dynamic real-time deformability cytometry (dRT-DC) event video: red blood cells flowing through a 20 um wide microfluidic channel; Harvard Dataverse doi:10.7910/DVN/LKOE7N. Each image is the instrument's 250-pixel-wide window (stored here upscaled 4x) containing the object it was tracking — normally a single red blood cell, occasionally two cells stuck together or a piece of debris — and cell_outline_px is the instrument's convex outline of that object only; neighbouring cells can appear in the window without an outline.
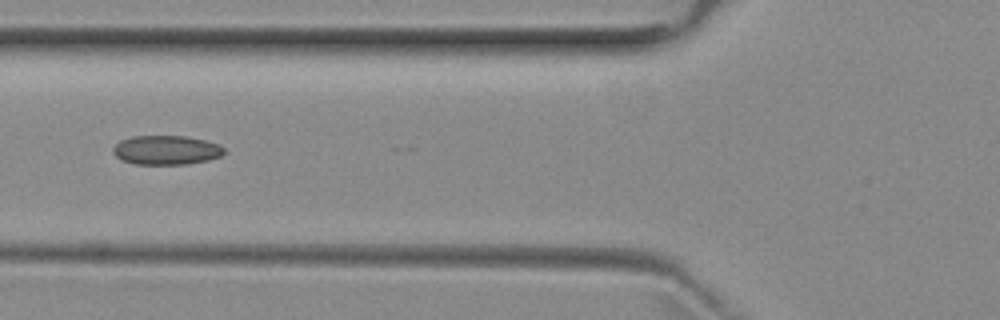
{"species": "common noctule bat (a hibernating species)", "species_latin": "Nyctalus noctula", "temperature_condition": "room temperature", "stored_images_in_passage": 4, "camera_frame_rate_fps": 3000, "um_per_image_px": 0.085, "animal": {"sex": "female", "body_mass_g": 29.2, "forearm_length_mm": 56.3}, "frame": {"image": 1, "passage_image": 4, "time_ms": 4.667, "image_size_px": [1000, 320], "cell_outline_px": [[224, 152], [220, 156], [208, 160], [188, 164], [132, 164], [120, 160], [112, 152], [112, 148], [120, 140], [132, 136], [184, 136], [204, 140], [220, 144], [224, 148]], "centroid_in_image_um": [14.1, 12.76], "position_along_channel_um": 111.7, "area_um2": 19.02}}